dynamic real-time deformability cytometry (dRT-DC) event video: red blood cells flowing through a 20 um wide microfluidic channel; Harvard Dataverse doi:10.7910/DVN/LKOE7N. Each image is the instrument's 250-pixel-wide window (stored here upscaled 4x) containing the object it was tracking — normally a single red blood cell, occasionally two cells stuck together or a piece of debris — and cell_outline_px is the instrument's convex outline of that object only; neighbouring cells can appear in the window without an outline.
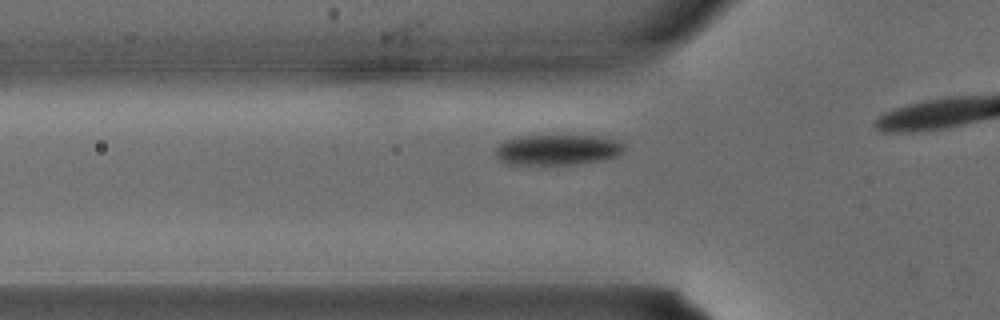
{"species": "common noctule bat (a hibernating species)", "species_latin": "Nyctalus noctula", "temperature_condition": "warm", "stored_images_in_passage": 6, "camera_frame_rate_fps": 3000, "um_per_image_px": 0.085, "animal": {"sex": "male", "body_mass_g": 15.6}, "frame": {"image": 1, "passage_image": 2, "time_ms": 0.333, "image_size_px": [1000, 320], "cell_outline_px": [[624, 148], [616, 156], [604, 160], [576, 164], [508, 164], [500, 160], [496, 156], [496, 148], [504, 140], [520, 136], [592, 136], [616, 140]], "centroid_in_image_um": [47.34, 12.74], "position_along_channel_um": 78.5, "area_um2": 22.48}}
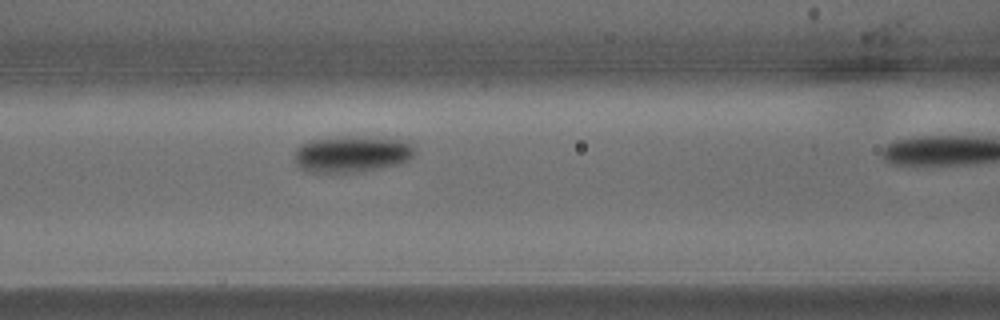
{"frame": {"image": 2, "passage_image": 5, "time_ms": 1.333, "image_size_px": [1000, 320], "cell_outline_px": [[416, 152], [408, 160], [400, 164], [360, 172], [332, 176], [304, 172], [296, 164], [296, 148], [300, 144], [312, 140], [340, 136], [368, 136], [412, 140]], "centroid_in_image_um": [29.92, 13.12], "position_along_channel_um": 136.7, "area_um2": 26.99}}